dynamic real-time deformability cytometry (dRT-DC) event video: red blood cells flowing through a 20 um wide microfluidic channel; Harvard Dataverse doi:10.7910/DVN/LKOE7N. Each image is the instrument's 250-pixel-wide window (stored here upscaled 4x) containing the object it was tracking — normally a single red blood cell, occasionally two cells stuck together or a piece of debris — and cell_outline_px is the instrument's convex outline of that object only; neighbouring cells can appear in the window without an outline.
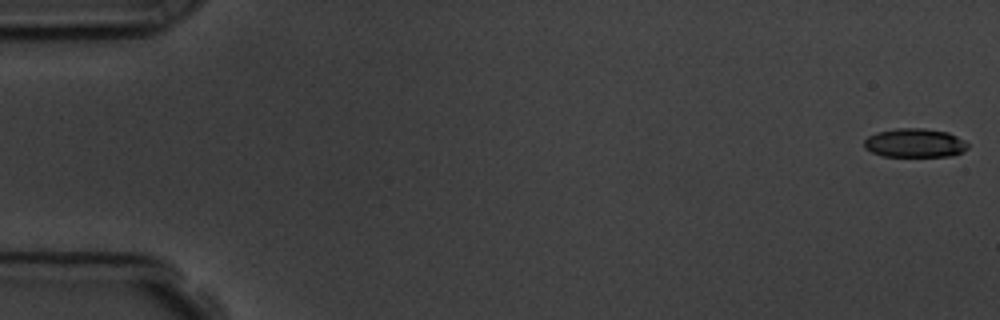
{"species": "common noctule bat (a hibernating species)", "species_latin": "Nyctalus noctula", "temperature_condition": "room temperature", "stored_images_in_passage": 57, "camera_frame_rate_fps": 3000, "um_per_image_px": 0.085, "animal": {"sex": "male", "body_mass_g": 19.5, "forearm_length_mm": 54.6}, "frame": {"image": 1, "passage_image": 1, "time_ms": 0.0, "image_size_px": [1000, 320], "cell_outline_px": [[968, 148], [964, 152], [952, 156], [884, 156], [872, 152], [864, 148], [864, 140], [868, 136], [876, 132], [896, 128], [924, 128], [948, 132], [964, 140], [968, 144]], "centroid_in_image_um": [77.76, 12.15], "position_along_channel_um": 7.2, "area_um2": 17.57}}
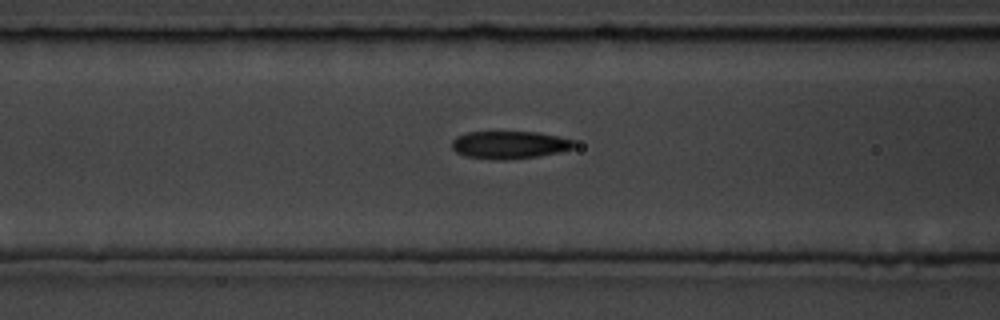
{"frame": {"image": 2, "passage_image": 23, "time_ms": 7.333, "image_size_px": [1000, 320], "cell_outline_px": [[576, 144], [572, 148], [560, 152], [540, 156], [508, 160], [496, 160], [464, 156], [456, 152], [452, 148], [452, 140], [456, 136], [468, 132], [540, 132], [572, 140]], "centroid_in_image_um": [43.28, 12.32], "position_along_channel_um": 123.3, "area_um2": 19.83}}
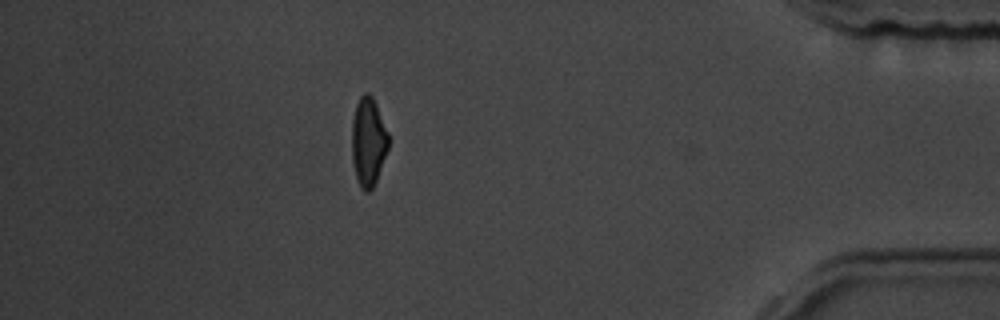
{"frame": {"image": 3, "passage_image": 50, "time_ms": 16.333, "image_size_px": [1000, 320], "cell_outline_px": [[388, 148], [376, 180], [372, 188], [368, 192], [364, 192], [360, 188], [356, 180], [352, 164], [352, 120], [356, 104], [360, 96], [364, 92], [368, 92], [372, 96], [376, 104], [388, 132]], "centroid_in_image_um": [31.28, 12.06], "position_along_channel_um": 403.9, "area_um2": 19.02}, "authors_computed_cell_mechanics": {"area_um2": 19.1896, "velocity_mm_per_s": 3.6184, "shape_relaxation_time_tau1_ms": 3.0209, "shape_relaxation_time_tau2_ms": 3.2653, "deformation_change_tau1": 0.1334, "deformation_change_tau2": 0.1152}}